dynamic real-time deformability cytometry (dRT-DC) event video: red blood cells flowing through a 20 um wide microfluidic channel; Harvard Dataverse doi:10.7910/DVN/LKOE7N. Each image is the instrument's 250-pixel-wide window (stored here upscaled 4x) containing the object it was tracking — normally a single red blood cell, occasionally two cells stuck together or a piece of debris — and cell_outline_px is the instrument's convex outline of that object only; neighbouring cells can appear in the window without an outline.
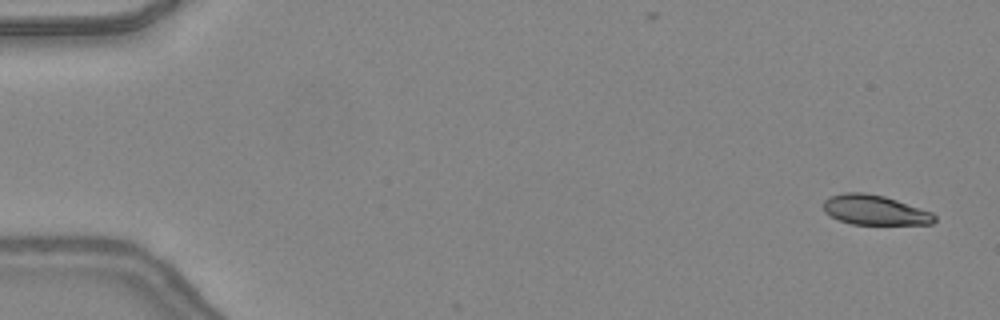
{"species": "common noctule bat (a hibernating species)", "species_latin": "Nyctalus noctula", "temperature_condition": "warm", "stored_images_in_passage": 47, "camera_frame_rate_fps": 3000, "um_per_image_px": 0.085, "animal": {"sex": "female", "body_mass_g": 24.6, "forearm_length_mm": 56.2}, "frame": {"image": 1, "passage_image": 2, "time_ms": 0.333, "image_size_px": [1000, 320], "cell_outline_px": [[936, 220], [932, 224], [852, 224], [840, 220], [824, 212], [824, 200], [828, 196], [844, 192], [864, 192], [884, 196], [932, 212], [936, 216]], "centroid_in_image_um": [74.34, 17.84], "position_along_channel_um": 10.7, "area_um2": 19.25}}
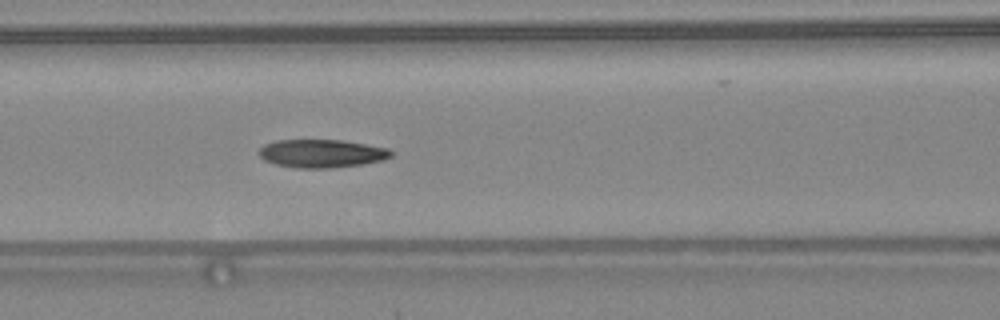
{"frame": {"image": 2, "passage_image": 21, "time_ms": 6.667, "image_size_px": [1000, 320], "cell_outline_px": [[396, 152], [392, 156], [384, 160], [360, 164], [328, 168], [296, 168], [276, 164], [264, 160], [256, 152], [264, 144], [276, 140], [344, 140], [388, 148]], "centroid_in_image_um": [27.35, 13.04], "position_along_channel_um": 139.3, "area_um2": 21.85}}
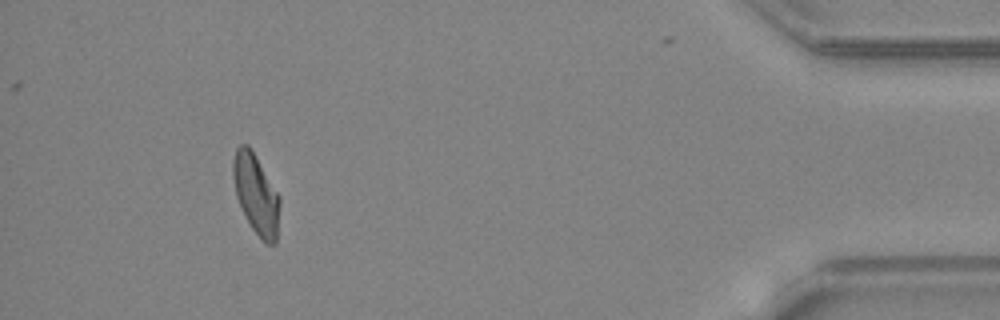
{"frame": {"image": 3, "passage_image": 44, "time_ms": 14.333, "image_size_px": [1000, 320], "cell_outline_px": [[280, 204], [276, 244], [264, 244], [260, 240], [244, 216], [236, 196], [232, 176], [232, 160], [236, 148], [240, 144], [248, 144], [280, 196]], "centroid_in_image_um": [21.75, 16.53], "position_along_channel_um": 413.4, "area_um2": 21.96}, "authors_computed_cell_mechanics": {"area_um2": 21.7328, "velocity_mm_per_s": 4.3913, "shape_relaxation_time_tau1_ms": 10.3221, "shape_relaxation_time_tau2_ms": 2.9965, "deformation_change_tau1": 0.2813, "deformation_change_tau2": 0.1037}}